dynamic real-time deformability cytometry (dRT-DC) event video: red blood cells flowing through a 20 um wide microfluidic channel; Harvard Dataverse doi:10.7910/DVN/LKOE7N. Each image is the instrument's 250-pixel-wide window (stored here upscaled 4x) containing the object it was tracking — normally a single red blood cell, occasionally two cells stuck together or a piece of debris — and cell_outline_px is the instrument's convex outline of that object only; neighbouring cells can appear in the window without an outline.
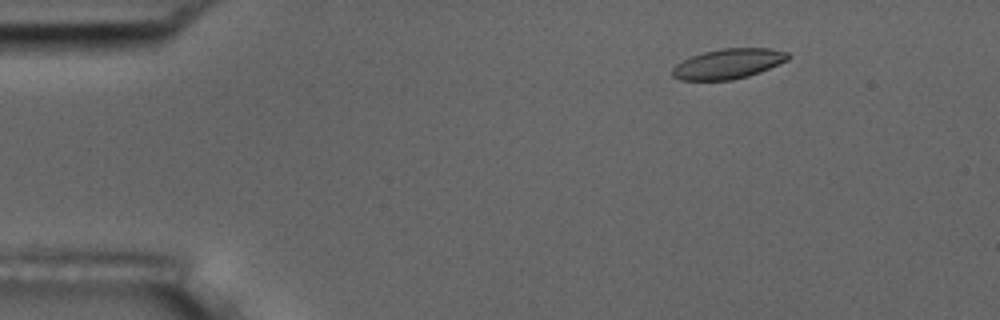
{"species": "common noctule bat (a hibernating species)", "species_latin": "Nyctalus noctula", "temperature_condition": "room temperature", "stored_images_in_passage": 56, "camera_frame_rate_fps": 3000, "um_per_image_px": 0.085, "animal": {"sex": "male", "body_mass_g": 17.5, "forearm_length_mm": 52.3}, "frame": {"image": 1, "passage_image": 8, "time_ms": 2.333, "image_size_px": [1000, 320], "cell_outline_px": [[792, 56], [788, 60], [760, 72], [748, 76], [732, 80], [680, 80], [672, 76], [672, 68], [676, 64], [692, 56], [704, 52], [720, 48], [768, 48], [788, 52]], "centroid_in_image_um": [61.92, 5.42], "position_along_channel_um": 23.1, "area_um2": 20.29}}
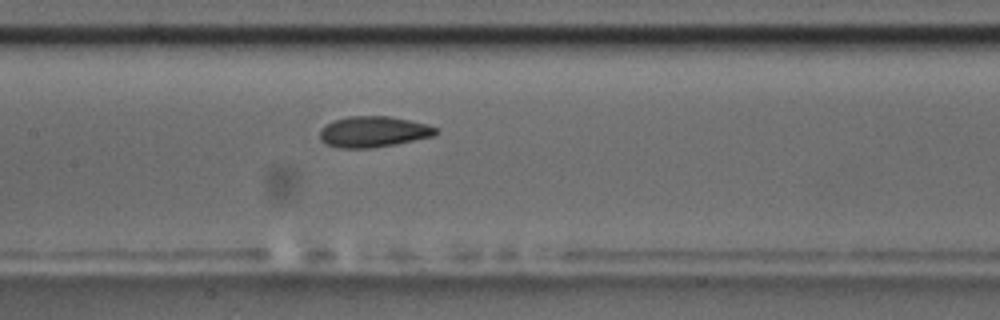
{"frame": {"image": 2, "passage_image": 27, "time_ms": 8.667, "image_size_px": [1000, 320], "cell_outline_px": [[440, 132], [432, 136], [396, 144], [372, 148], [336, 148], [324, 144], [320, 140], [320, 128], [324, 124], [348, 116], [388, 116], [428, 124], [440, 128]], "centroid_in_image_um": [31.72, 11.2], "position_along_channel_um": 175.7, "area_um2": 21.15}}
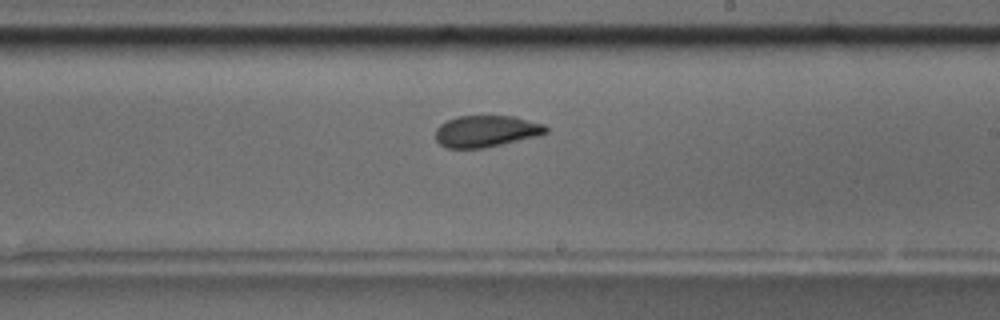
{"frame": {"image": 3, "passage_image": 33, "time_ms": 10.667, "image_size_px": [1000, 320], "cell_outline_px": [[548, 132], [536, 136], [484, 148], [448, 148], [440, 144], [436, 140], [436, 128], [440, 124], [456, 116], [516, 116], [544, 124], [548, 128]], "centroid_in_image_um": [41.32, 11.14], "position_along_channel_um": 247.7, "area_um2": 20.29}, "authors_computed_cell_mechanics": {"area_um2": 20.5768, "velocity_mm_per_s": 3.6253, "shape_relaxation_time_tau1_ms": 8.4689, "shape_relaxation_time_tau2_ms": 2.1841, "deformation_change_tau1": 0.1718, "deformation_change_tau2": 0.0658}}